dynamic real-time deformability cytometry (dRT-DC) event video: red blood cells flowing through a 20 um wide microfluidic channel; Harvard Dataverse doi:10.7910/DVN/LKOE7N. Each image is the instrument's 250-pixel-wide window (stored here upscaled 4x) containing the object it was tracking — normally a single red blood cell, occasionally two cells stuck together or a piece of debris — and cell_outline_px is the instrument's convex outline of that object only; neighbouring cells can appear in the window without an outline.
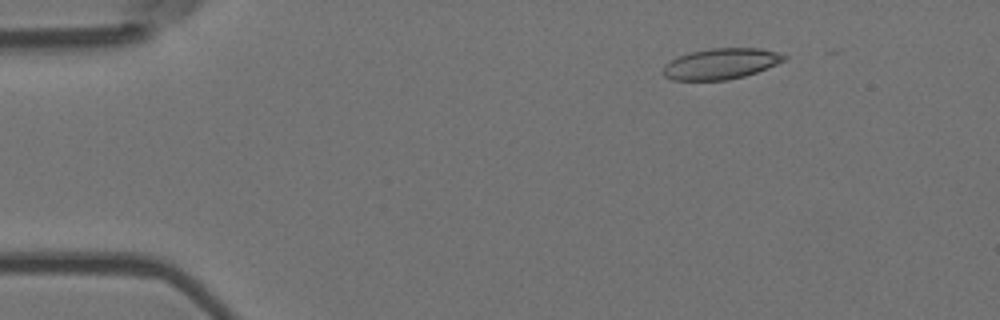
{"species": "Egyptian fruit bat (a non-hibernating species)", "species_latin": "Rousettus aegyptiacus", "temperature_condition": "room temperature", "stored_images_in_passage": 6, "camera_frame_rate_fps": 3000, "um_per_image_px": 0.085, "animal": {"sex": "female"}, "frame": {"image": 1, "passage_image": 3, "time_ms": 0.667, "image_size_px": [1000, 320], "cell_outline_px": [[788, 56], [784, 60], [768, 68], [744, 76], [728, 80], [672, 80], [664, 76], [664, 64], [680, 56], [692, 52], [708, 48], [760, 48], [776, 52]], "centroid_in_image_um": [61.28, 5.42], "position_along_channel_um": 23.7, "area_um2": 21.56}}